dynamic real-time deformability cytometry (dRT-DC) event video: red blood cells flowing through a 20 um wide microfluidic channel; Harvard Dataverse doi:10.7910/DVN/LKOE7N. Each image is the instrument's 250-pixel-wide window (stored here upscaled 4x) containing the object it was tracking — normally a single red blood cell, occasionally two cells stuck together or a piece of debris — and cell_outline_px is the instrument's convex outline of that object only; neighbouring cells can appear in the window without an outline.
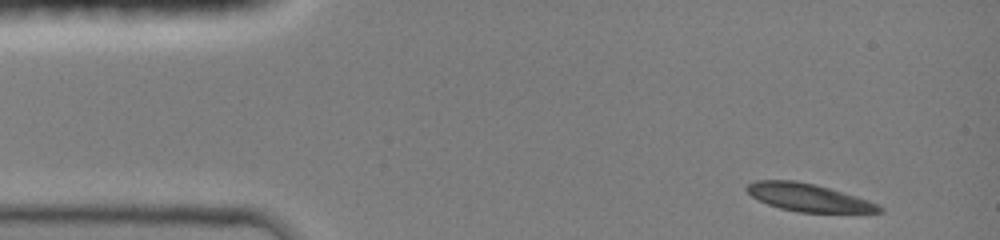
{"species": "common noctule bat (a hibernating species)", "species_latin": "Nyctalus noctula", "temperature_condition": "room temperature", "stored_images_in_passage": 40, "camera_frame_rate_fps": 3000, "um_per_image_px": 0.085, "animal": {"sex": "female", "body_mass_g": 19.0, "forearm_length_mm": 51.5}, "frame": {"image": 1, "passage_image": 1, "time_ms": 0.0, "image_size_px": [1000, 240], "cell_outline_px": [[884, 212], [800, 212], [780, 208], [768, 204], [752, 196], [744, 188], [748, 184], [756, 180], [796, 180], [828, 188], [868, 200], [884, 208]], "centroid_in_image_um": [68.69, 16.78], "position_along_channel_um": 16.3, "area_um2": 20.98}}
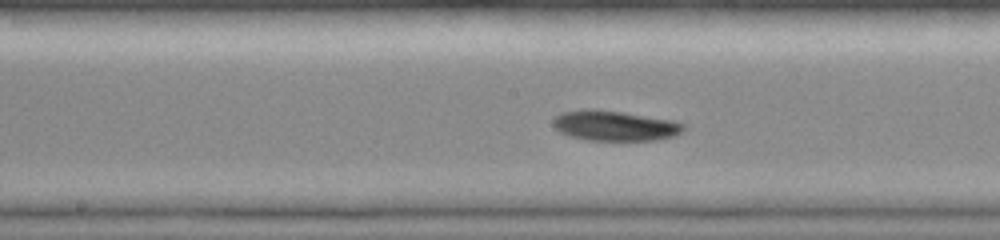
{"frame": {"image": 2, "passage_image": 21, "time_ms": 6.333, "image_size_px": [1000, 240], "cell_outline_px": [[684, 128], [676, 136], [656, 140], [588, 140], [572, 136], [560, 132], [552, 124], [552, 120], [560, 112], [584, 108], [592, 108], [620, 112], [672, 120], [684, 124]], "centroid_in_image_um": [52.22, 10.67], "position_along_channel_um": 196.0, "area_um2": 22.89}}
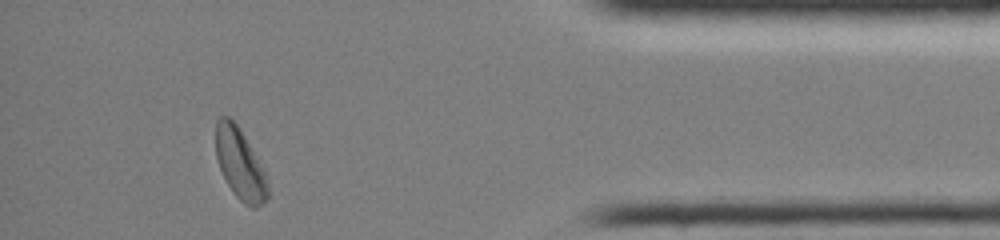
{"frame": {"image": 3, "passage_image": 38, "time_ms": 12.333, "image_size_px": [1000, 240], "cell_outline_px": [[268, 196], [256, 208], [252, 208], [244, 204], [232, 192], [220, 168], [216, 156], [216, 120], [220, 116], [228, 116], [240, 128], [264, 168], [268, 180]], "centroid_in_image_um": [20.41, 13.93], "position_along_channel_um": 414.8, "area_um2": 21.5}, "authors_computed_cell_mechanics": {"area_um2": 22.1663, "velocity_mm_per_s": 4.168, "shape_relaxation_time_tau1_ms": 7.9683, "shape_relaxation_time_tau2_ms": null, "deformation_change_tau1": 0.1501, "deformation_change_tau2": null}}